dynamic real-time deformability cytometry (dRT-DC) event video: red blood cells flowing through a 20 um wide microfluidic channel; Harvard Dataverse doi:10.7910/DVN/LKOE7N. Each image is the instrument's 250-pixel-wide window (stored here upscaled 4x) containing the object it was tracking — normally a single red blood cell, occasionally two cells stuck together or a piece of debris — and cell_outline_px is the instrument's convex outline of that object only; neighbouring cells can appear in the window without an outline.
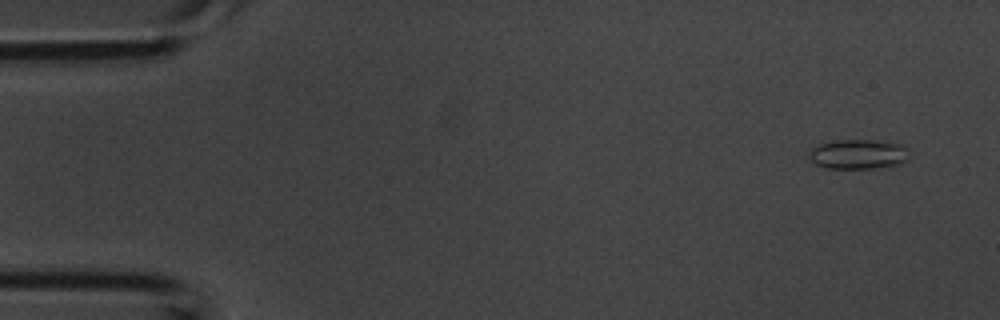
{"species": "common noctule bat (a hibernating species)", "species_latin": "Nyctalus noctula", "temperature_condition": "room temperature", "stored_images_in_passage": 5, "camera_frame_rate_fps": 3000, "um_per_image_px": 0.085, "animal": {"sex": "male", "body_mass_g": 20.1, "forearm_length_mm": 53.5}, "frame": {"image": 1, "passage_image": 1, "time_ms": 0.0, "image_size_px": [1000, 320], "cell_outline_px": [[908, 160], [900, 164], [876, 168], [828, 168], [816, 164], [808, 156], [808, 152], [812, 148], [820, 144], [836, 140], [872, 140], [904, 144], [908, 148]], "centroid_in_image_um": [72.99, 13.1], "position_along_channel_um": 12.0, "area_um2": 17.4}}
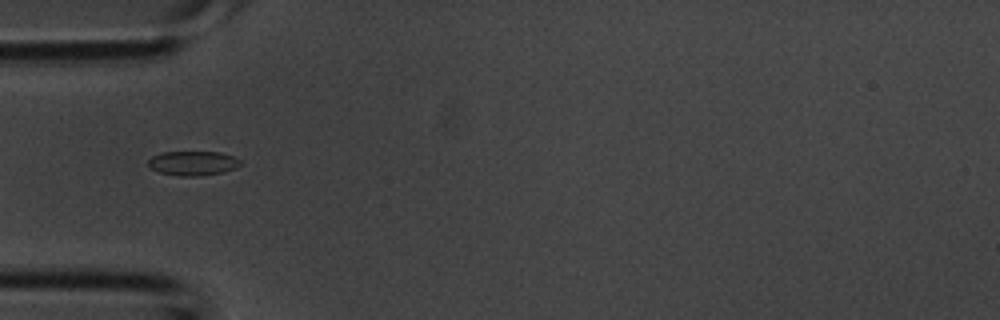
{"frame": {"image": 2, "passage_image": 4, "time_ms": 1.0, "image_size_px": [1000, 320], "cell_outline_px": [[244, 164], [236, 168], [224, 172], [200, 176], [180, 176], [160, 172], [152, 168], [148, 164], [148, 160], [152, 156], [160, 152], [220, 152], [232, 156], [240, 160]], "centroid_in_image_um": [16.44, 13.87], "position_along_channel_um": 68.6, "area_um2": 13.18}}
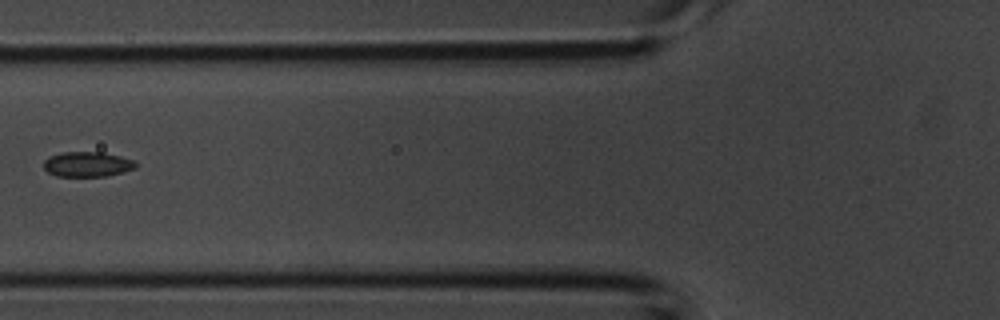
{"frame": {"image": 3, "passage_image": 5, "time_ms": 1.333, "image_size_px": [1000, 320], "cell_outline_px": [[136, 168], [124, 172], [104, 176], [56, 176], [48, 172], [44, 168], [44, 160], [48, 156], [60, 152], [104, 152], [136, 160]], "centroid_in_image_um": [7.43, 13.95], "position_along_channel_um": 118.4, "area_um2": 13.58}}